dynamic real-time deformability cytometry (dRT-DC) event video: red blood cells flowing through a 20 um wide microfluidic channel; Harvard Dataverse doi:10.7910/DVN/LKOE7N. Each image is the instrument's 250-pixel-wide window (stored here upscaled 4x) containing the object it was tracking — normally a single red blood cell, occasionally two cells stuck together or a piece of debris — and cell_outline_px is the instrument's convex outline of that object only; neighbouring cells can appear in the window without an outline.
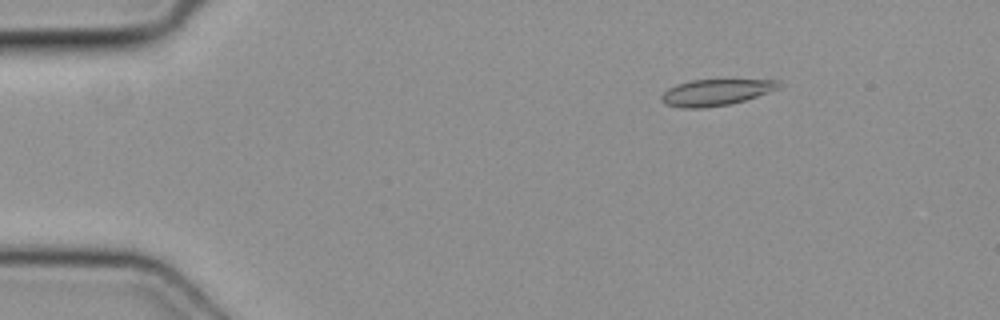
{"species": "common noctule bat (a hibernating species)", "species_latin": "Nyctalus noctula", "temperature_condition": "cold", "stored_images_in_passage": 4, "camera_frame_rate_fps": 3000, "um_per_image_px": 0.085, "animal": {"sex": "female", "body_mass_g": 19.3, "forearm_length_mm": 54.1}, "frame": {"image": 1, "passage_image": 3, "time_ms": 0.667, "image_size_px": [1000, 320], "cell_outline_px": [[780, 88], [732, 104], [704, 108], [684, 108], [668, 104], [660, 100], [660, 96], [668, 88], [676, 84], [692, 80], [776, 80], [780, 84]], "centroid_in_image_um": [60.81, 7.85], "position_along_channel_um": 24.2, "area_um2": 17.8}}